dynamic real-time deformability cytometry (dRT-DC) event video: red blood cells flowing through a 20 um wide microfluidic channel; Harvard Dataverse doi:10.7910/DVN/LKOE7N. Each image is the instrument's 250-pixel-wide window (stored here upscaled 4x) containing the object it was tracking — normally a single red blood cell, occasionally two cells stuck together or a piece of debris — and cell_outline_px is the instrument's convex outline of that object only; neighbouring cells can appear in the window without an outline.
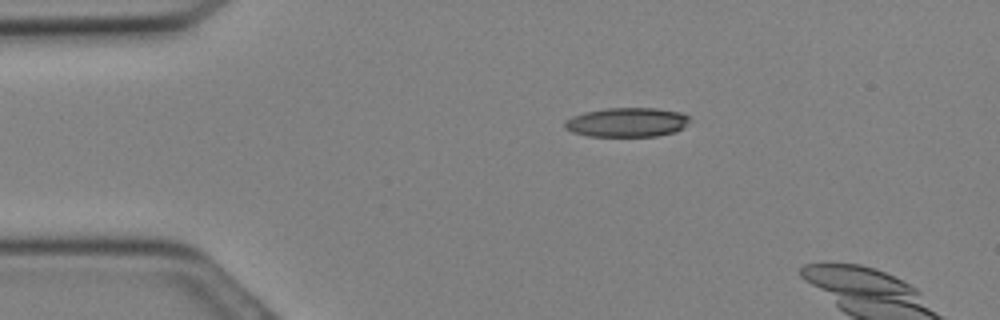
{"species": "Egyptian fruit bat (a non-hibernating species)", "species_latin": "Rousettus aegyptiacus", "temperature_condition": "cold", "stored_images_in_passage": 6, "camera_frame_rate_fps": 3000, "um_per_image_px": 0.085, "animal": {"sex": "female"}, "frame": {"image": 1, "passage_image": 3, "time_ms": 0.667, "image_size_px": [1000, 320], "cell_outline_px": [[688, 120], [676, 132], [656, 136], [588, 136], [572, 132], [564, 128], [564, 120], [572, 116], [584, 112], [604, 108], [656, 108], [680, 112], [688, 116]], "centroid_in_image_um": [53.22, 10.39], "position_along_channel_um": 31.8, "area_um2": 21.27}}